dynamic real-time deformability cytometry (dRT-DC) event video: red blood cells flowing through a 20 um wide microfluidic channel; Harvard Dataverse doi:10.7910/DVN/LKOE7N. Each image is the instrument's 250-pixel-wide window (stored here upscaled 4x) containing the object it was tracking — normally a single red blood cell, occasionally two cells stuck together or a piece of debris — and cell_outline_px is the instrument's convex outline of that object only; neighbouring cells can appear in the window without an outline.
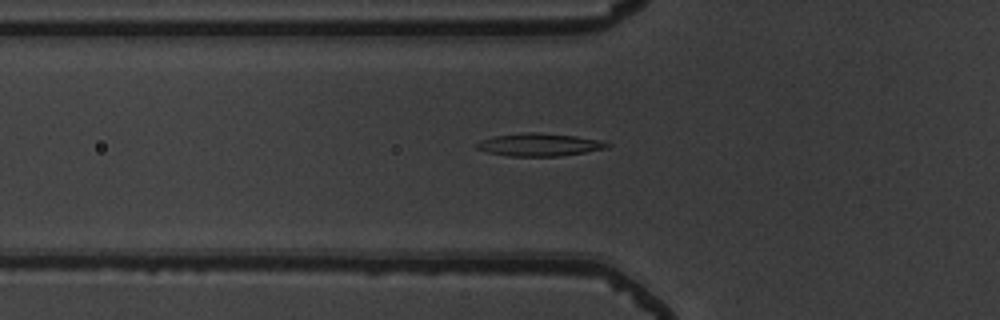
{"species": "common noctule bat (a hibernating species)", "species_latin": "Nyctalus noctula", "temperature_condition": "warm", "stored_images_in_passage": 41, "camera_frame_rate_fps": 3000, "um_per_image_px": 0.085, "animal": {"sex": "male", "body_mass_g": 19.5, "forearm_length_mm": 54.6}, "frame": {"image": 1, "passage_image": 7, "time_ms": 2.0, "image_size_px": [1000, 320], "cell_outline_px": [[612, 144], [608, 148], [560, 156], [508, 156], [488, 152], [476, 148], [476, 144], [480, 140], [492, 136], [524, 132], [536, 132], [576, 136], [600, 140]], "centroid_in_image_um": [45.84, 12.29], "position_along_channel_um": 80.0, "area_um2": 17.34}}
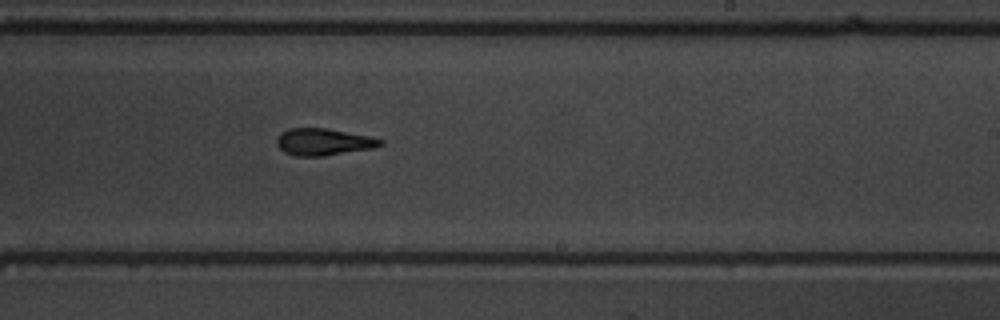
{"frame": {"image": 2, "passage_image": 21, "time_ms": 6.667, "image_size_px": [1000, 320], "cell_outline_px": [[384, 144], [372, 148], [324, 156], [296, 156], [284, 152], [276, 144], [276, 140], [280, 132], [288, 128], [328, 128], [372, 136], [384, 140]], "centroid_in_image_um": [27.5, 12.05], "position_along_channel_um": 261.5, "area_um2": 16.47}}
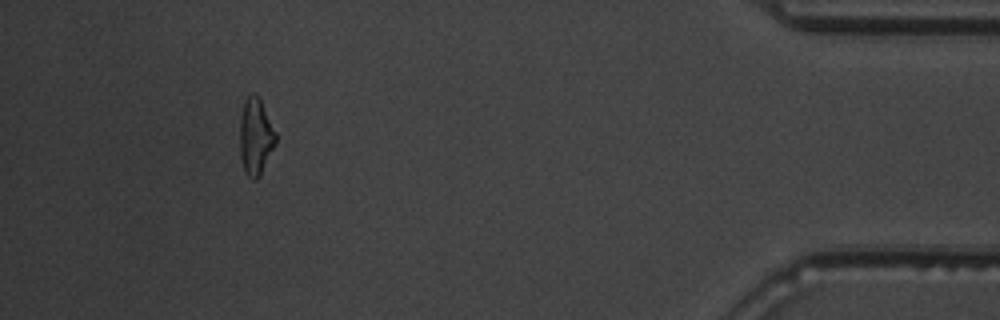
{"frame": {"image": 3, "passage_image": 37, "time_ms": 12.0, "image_size_px": [1000, 320], "cell_outline_px": [[276, 144], [256, 180], [252, 180], [244, 172], [240, 156], [240, 116], [244, 100], [252, 92], [256, 92], [260, 96], [276, 132]], "centroid_in_image_um": [21.72, 11.54], "position_along_channel_um": 413.5, "area_um2": 16.3}, "authors_computed_cell_mechanics": {"area_um2": 16.4152, "velocity_mm_per_s": 3.8879, "shape_relaxation_time_tau1_ms": 6.9322, "shape_relaxation_time_tau2_ms": 2.3431, "deformation_change_tau1": 0.2123, "deformation_change_tau2": 0.1116}}